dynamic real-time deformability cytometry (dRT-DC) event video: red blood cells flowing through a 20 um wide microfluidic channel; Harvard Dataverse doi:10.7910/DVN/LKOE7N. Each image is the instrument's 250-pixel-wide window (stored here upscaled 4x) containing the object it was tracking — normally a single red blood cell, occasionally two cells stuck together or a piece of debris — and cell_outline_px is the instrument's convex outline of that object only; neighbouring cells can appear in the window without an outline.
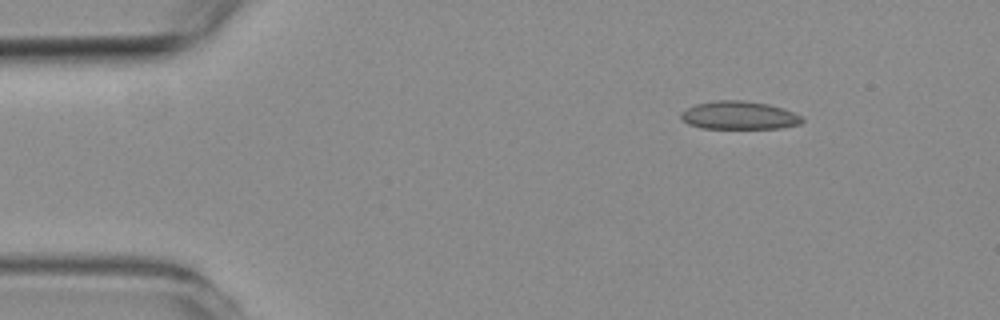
{"species": "common noctule bat (a hibernating species)", "species_latin": "Nyctalus noctula", "temperature_condition": "room temperature", "stored_images_in_passage": 3, "camera_frame_rate_fps": 3000, "um_per_image_px": 0.085, "animal": {"sex": "female", "body_mass_g": 19.3, "forearm_length_mm": 54.1}, "frame": {"image": 1, "passage_image": 1, "time_ms": 0.0, "image_size_px": [1000, 320], "cell_outline_px": [[804, 120], [800, 124], [780, 128], [700, 128], [688, 124], [680, 116], [680, 112], [696, 104], [716, 100], [744, 100], [768, 104], [784, 108], [804, 116]], "centroid_in_image_um": [62.86, 9.8], "position_along_channel_um": 22.1, "area_um2": 20.0}}